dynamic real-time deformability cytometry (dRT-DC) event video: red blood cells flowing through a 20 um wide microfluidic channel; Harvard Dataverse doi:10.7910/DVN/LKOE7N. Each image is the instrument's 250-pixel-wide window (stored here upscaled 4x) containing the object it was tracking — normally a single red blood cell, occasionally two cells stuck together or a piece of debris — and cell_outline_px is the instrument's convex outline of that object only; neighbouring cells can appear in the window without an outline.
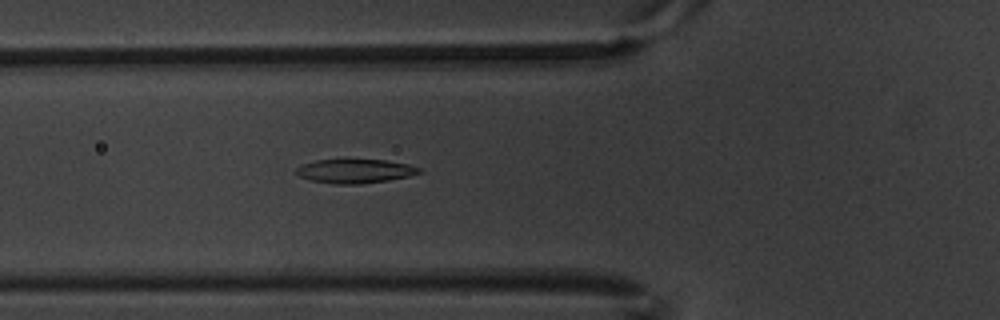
{"species": "common noctule bat (a hibernating species)", "species_latin": "Nyctalus noctula", "temperature_condition": "warm", "stored_images_in_passage": 5, "camera_frame_rate_fps": 3000, "um_per_image_px": 0.085, "animal": {"sex": "male", "body_mass_g": 20.1, "forearm_length_mm": 53.5}, "frame": {"image": 1, "passage_image": 5, "time_ms": 1.333, "image_size_px": [1000, 320], "cell_outline_px": [[420, 172], [408, 176], [388, 180], [360, 184], [332, 184], [312, 180], [300, 176], [296, 172], [296, 168], [304, 164], [316, 160], [344, 156], [348, 156], [384, 160], [408, 164], [420, 168]], "centroid_in_image_um": [30.14, 14.49], "position_along_channel_um": 95.7, "area_um2": 17.92}}